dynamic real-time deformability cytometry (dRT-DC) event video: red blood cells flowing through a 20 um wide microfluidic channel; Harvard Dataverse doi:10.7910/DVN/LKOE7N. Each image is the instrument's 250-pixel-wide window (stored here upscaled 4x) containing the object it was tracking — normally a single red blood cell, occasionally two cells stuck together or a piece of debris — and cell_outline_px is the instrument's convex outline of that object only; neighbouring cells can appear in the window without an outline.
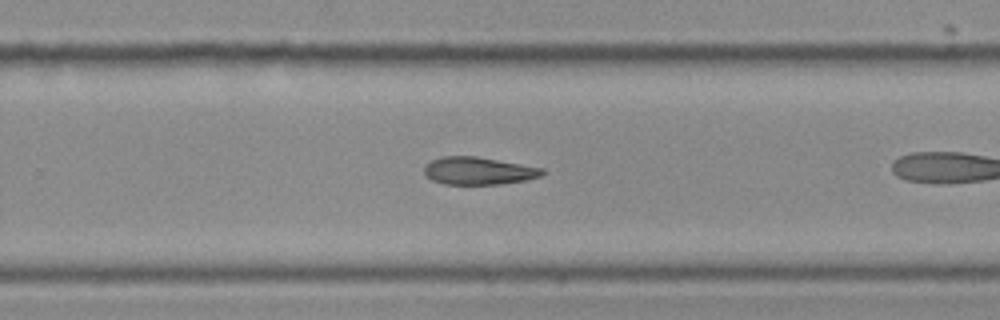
{"species": "Egyptian fruit bat (a non-hibernating species)", "species_latin": "Rousettus aegyptiacus", "temperature_condition": "cold", "stored_images_in_passage": 20, "camera_frame_rate_fps": 3000, "um_per_image_px": 0.085, "frame": {"image": 1, "passage_image": 15, "time_ms": 4.667, "image_size_px": [1000, 320], "cell_outline_px": [[548, 172], [540, 176], [528, 180], [500, 184], [444, 184], [432, 180], [424, 176], [424, 164], [440, 156], [476, 156], [544, 168]], "centroid_in_image_um": [40.67, 14.52], "position_along_channel_um": 289.1, "area_um2": 19.25}}